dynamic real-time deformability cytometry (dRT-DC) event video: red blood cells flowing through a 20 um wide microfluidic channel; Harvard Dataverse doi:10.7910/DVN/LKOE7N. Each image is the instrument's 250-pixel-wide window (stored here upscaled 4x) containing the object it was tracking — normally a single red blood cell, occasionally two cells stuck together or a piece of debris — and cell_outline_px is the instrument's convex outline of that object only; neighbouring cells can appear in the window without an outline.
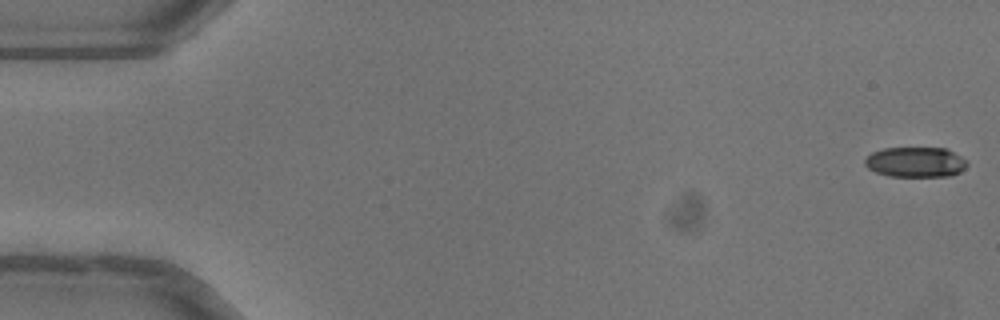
{"species": "common noctule bat (a hibernating species)", "species_latin": "Nyctalus noctula", "temperature_condition": "warm", "stored_images_in_passage": 51, "camera_frame_rate_fps": 3000, "um_per_image_px": 0.085, "animal": {"sex": "female"}, "frame": {"image": 1, "passage_image": 1, "time_ms": 0.0, "image_size_px": [1000, 320], "cell_outline_px": [[968, 164], [960, 172], [952, 176], [888, 176], [876, 172], [868, 168], [864, 164], [864, 160], [872, 152], [884, 148], [944, 148], [968, 160]], "centroid_in_image_um": [77.82, 13.78], "position_along_channel_um": 7.2, "area_um2": 17.98}}
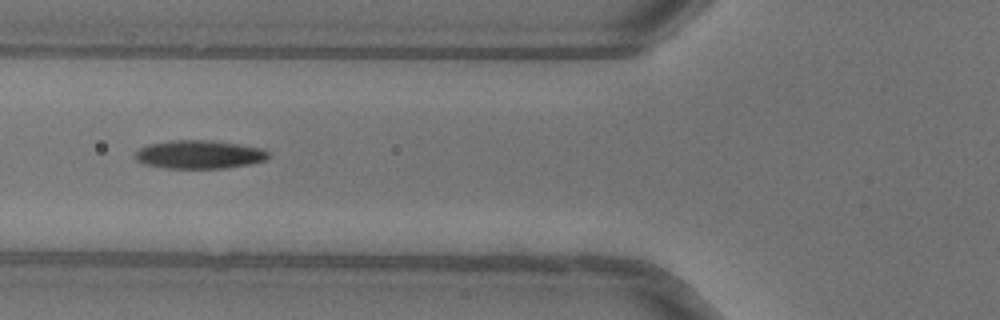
{"frame": {"image": 2, "passage_image": 20, "time_ms": 6.333, "image_size_px": [1000, 320], "cell_outline_px": [[268, 156], [264, 160], [248, 164], [224, 168], [168, 168], [144, 164], [136, 160], [132, 156], [140, 148], [148, 144], [172, 140], [212, 140], [240, 144], [264, 148], [268, 152]], "centroid_in_image_um": [16.91, 13.12], "position_along_channel_um": 108.9, "area_um2": 22.08}}
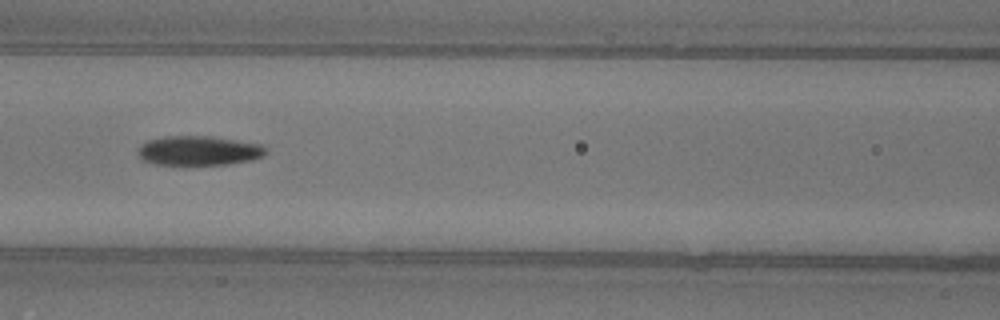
{"frame": {"image": 3, "passage_image": 23, "time_ms": 7.333, "image_size_px": [1000, 320], "cell_outline_px": [[264, 156], [252, 160], [228, 164], [156, 164], [140, 160], [136, 152], [140, 144], [148, 140], [164, 136], [212, 136], [260, 144], [264, 148]], "centroid_in_image_um": [16.82, 12.8], "position_along_channel_um": 149.8, "area_um2": 21.96}, "authors_computed_cell_mechanics": {"area_um2": 20.9814, "velocity_mm_per_s": 4.0475, "shape_relaxation_time_tau1_ms": 5.0938, "shape_relaxation_time_tau2_ms": 4.2385, "deformation_change_tau1": 0.1877, "deformation_change_tau2": 0.1256}}